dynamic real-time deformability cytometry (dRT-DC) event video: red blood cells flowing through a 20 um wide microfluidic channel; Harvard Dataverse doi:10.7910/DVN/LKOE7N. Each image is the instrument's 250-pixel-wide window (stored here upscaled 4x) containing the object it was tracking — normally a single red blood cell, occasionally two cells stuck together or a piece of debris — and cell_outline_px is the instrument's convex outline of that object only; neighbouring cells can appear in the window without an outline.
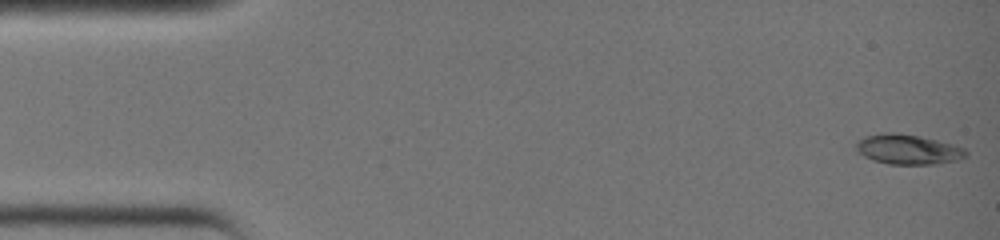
{"species": "common noctule bat (a hibernating species)", "species_latin": "Nyctalus noctula", "temperature_condition": "warm", "stored_images_in_passage": 37, "camera_frame_rate_fps": 3000, "um_per_image_px": 0.085, "animal": {"sex": "female", "body_mass_g": 19.0, "forearm_length_mm": 51.5}, "frame": {"image": 1, "passage_image": 1, "time_ms": 0.0, "image_size_px": [1000, 240], "cell_outline_px": [[968, 152], [964, 156], [952, 160], [932, 164], [888, 164], [864, 156], [856, 148], [856, 144], [860, 140], [868, 136], [916, 136], [964, 148]], "centroid_in_image_um": [77.19, 12.76], "position_along_channel_um": 7.8, "area_um2": 17.4}}
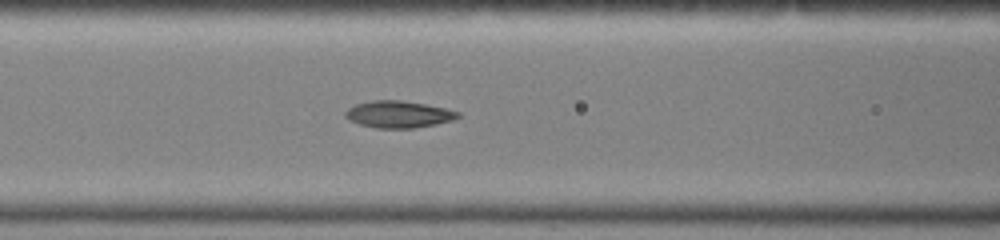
{"frame": {"image": 2, "passage_image": 16, "time_ms": 5.0, "image_size_px": [1000, 240], "cell_outline_px": [[460, 116], [452, 120], [436, 124], [412, 128], [376, 128], [360, 124], [348, 120], [344, 116], [344, 112], [348, 108], [356, 104], [372, 100], [400, 100], [424, 104], [444, 108], [460, 112]], "centroid_in_image_um": [33.84, 9.71], "position_along_channel_um": 132.8, "area_um2": 17.57}}
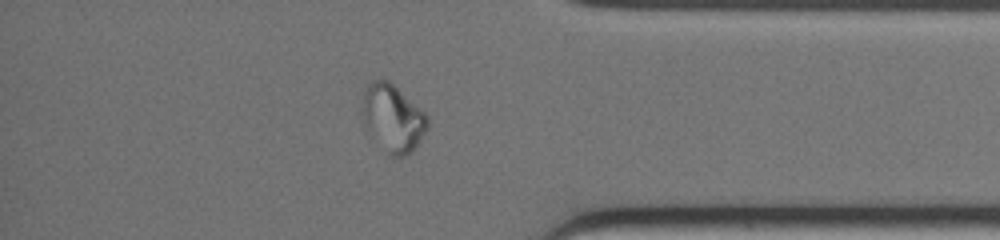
{"frame": {"image": 3, "passage_image": 32, "time_ms": 10.333, "image_size_px": [1000, 240], "cell_outline_px": [[428, 128], [412, 152], [404, 156], [392, 156], [388, 152], [368, 124], [364, 112], [364, 92], [368, 84], [372, 80], [388, 80], [420, 108], [428, 116]], "centroid_in_image_um": [33.49, 10.0], "position_along_channel_um": 401.7, "area_um2": 24.04}}